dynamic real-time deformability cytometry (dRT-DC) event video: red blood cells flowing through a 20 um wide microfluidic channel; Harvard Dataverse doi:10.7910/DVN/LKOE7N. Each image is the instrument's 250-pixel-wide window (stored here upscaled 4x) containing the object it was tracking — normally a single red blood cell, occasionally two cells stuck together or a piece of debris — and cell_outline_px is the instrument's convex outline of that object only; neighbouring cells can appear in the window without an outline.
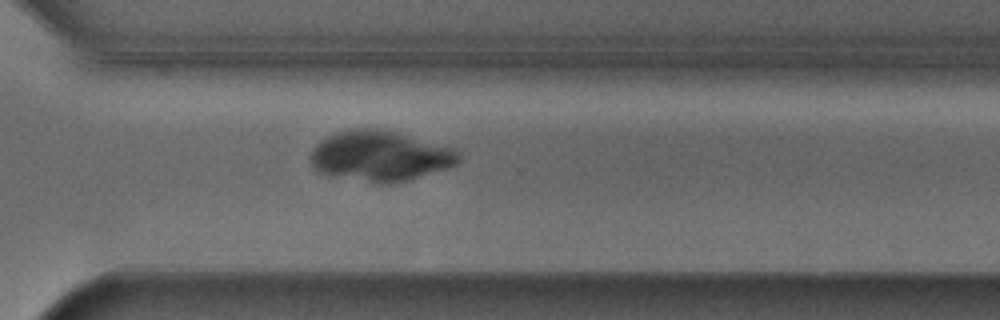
{"species": "Egyptian fruit bat (a non-hibernating species)", "species_latin": "Rousettus aegyptiacus", "temperature_condition": "cold", "stored_images_in_passage": 53, "camera_frame_rate_fps": 3000, "um_per_image_px": 0.085, "animal": {"sex": "male"}, "frame": {"image": 1, "passage_image": 38, "time_ms": 12.333, "image_size_px": [1000, 320], "cell_outline_px": [[460, 160], [456, 164], [448, 168], [404, 180], [380, 184], [376, 184], [320, 172], [312, 164], [312, 152], [316, 144], [320, 140], [336, 132], [352, 128], [380, 128], [456, 148], [460, 156]], "centroid_in_image_um": [32.34, 13.24], "position_along_channel_um": 338.3, "area_um2": 43.0}}
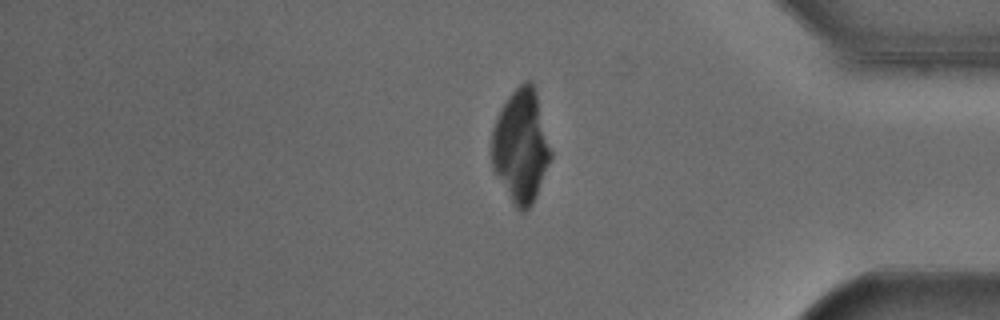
{"frame": {"image": 2, "passage_image": 44, "time_ms": 14.333, "image_size_px": [1000, 320], "cell_outline_px": [[552, 156], [536, 196], [532, 204], [524, 212], [520, 212], [516, 208], [492, 168], [492, 128], [496, 116], [500, 108], [508, 96], [524, 80], [532, 80], [536, 92], [552, 152]], "centroid_in_image_um": [44.27, 12.4], "position_along_channel_um": 390.9, "area_um2": 38.9}}
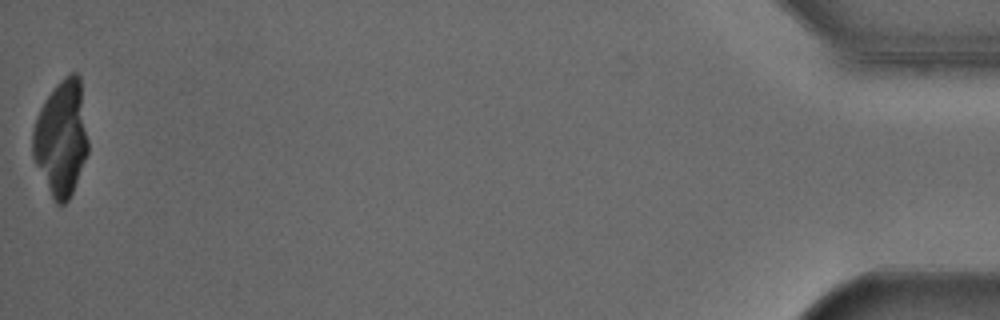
{"frame": {"image": 3, "passage_image": 53, "time_ms": 17.333, "image_size_px": [1000, 320], "cell_outline_px": [[88, 152], [72, 192], [68, 200], [64, 204], [56, 204], [32, 156], [32, 128], [36, 116], [44, 100], [56, 84], [64, 76], [72, 72], [76, 72], [80, 76], [88, 140]], "centroid_in_image_um": [5.2, 11.69], "position_along_channel_um": 430.0, "area_um2": 37.28}}